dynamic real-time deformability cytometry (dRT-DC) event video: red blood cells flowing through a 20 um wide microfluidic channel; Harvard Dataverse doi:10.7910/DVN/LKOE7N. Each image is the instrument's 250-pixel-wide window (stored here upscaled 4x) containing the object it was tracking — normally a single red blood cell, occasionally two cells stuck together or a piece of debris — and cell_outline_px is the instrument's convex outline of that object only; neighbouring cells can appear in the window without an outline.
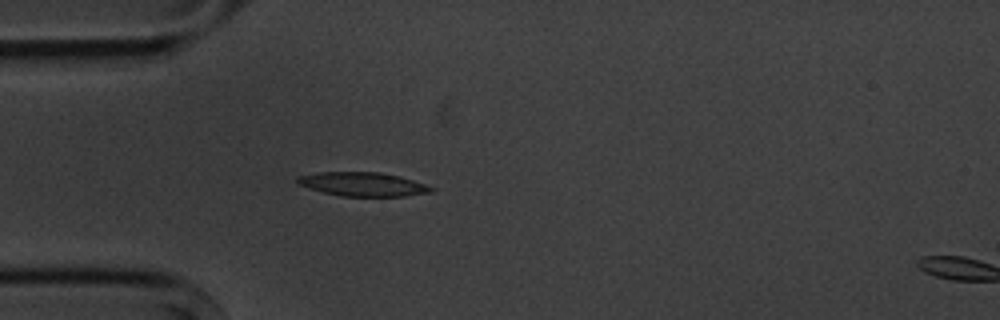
{"species": "common noctule bat (a hibernating species)", "species_latin": "Nyctalus noctula", "temperature_condition": "cold", "stored_images_in_passage": 5, "segment_of_instrument_passage": [1, 2], "camera_frame_rate_fps": 3000, "um_per_image_px": 0.085, "animal": {"sex": "male", "body_mass_g": 20.1, "forearm_length_mm": 53.5}, "frame": {"image": 1, "passage_image": 4, "time_ms": 4.333, "image_size_px": [1000, 320], "cell_outline_px": [[436, 188], [432, 192], [404, 196], [340, 196], [308, 188], [296, 184], [296, 176], [320, 172], [380, 172], [400, 176]], "centroid_in_image_um": [30.81, 15.65], "position_along_channel_um": 54.2, "area_um2": 18.67}}